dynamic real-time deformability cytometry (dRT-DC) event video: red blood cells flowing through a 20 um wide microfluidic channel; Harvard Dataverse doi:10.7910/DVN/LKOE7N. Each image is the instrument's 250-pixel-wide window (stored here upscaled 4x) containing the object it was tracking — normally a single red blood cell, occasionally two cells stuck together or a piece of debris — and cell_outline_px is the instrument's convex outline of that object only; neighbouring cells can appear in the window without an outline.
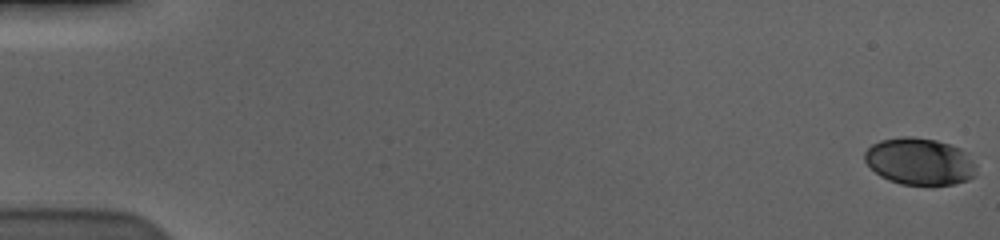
{"species": "human", "species_latin": "Homo sapiens", "temperature_condition": "cold", "stored_images_in_passage": 59, "camera_frame_rate_fps": 3000, "um_per_image_px": 0.085, "donor": {"sex": "male"}, "frame": {"image": 1, "passage_image": 1, "time_ms": 0.0, "image_size_px": [1000, 240], "cell_outline_px": [[976, 176], [968, 180], [956, 184], [928, 188], [900, 184], [888, 180], [880, 176], [864, 160], [864, 152], [872, 144], [880, 140], [900, 136], [912, 136], [936, 140], [960, 148], [968, 152], [976, 164]], "centroid_in_image_um": [78.21, 13.76], "position_along_channel_um": 6.8, "area_um2": 31.62}}
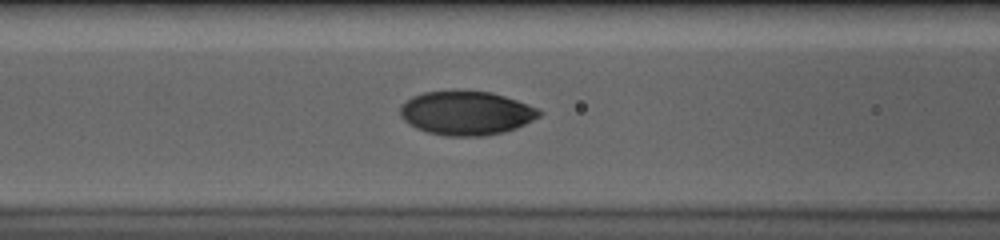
{"frame": {"image": 2, "passage_image": 26, "time_ms": 8.333, "image_size_px": [1000, 240], "cell_outline_px": [[544, 112], [540, 116], [516, 128], [504, 132], [484, 136], [444, 136], [428, 132], [416, 128], [408, 124], [400, 116], [400, 104], [412, 96], [424, 92], [492, 92], [528, 104]], "centroid_in_image_um": [39.61, 9.63], "position_along_channel_um": 127.0, "area_um2": 35.37}}
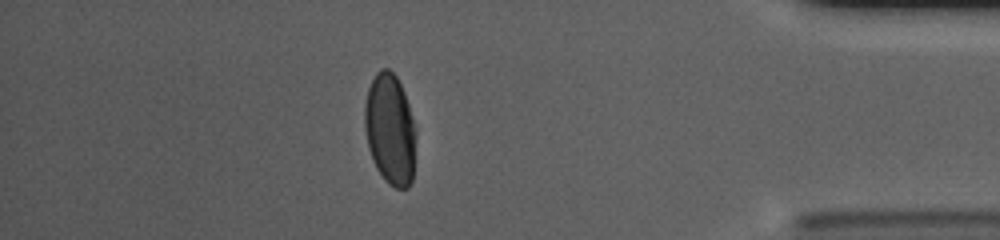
{"frame": {"image": 3, "passage_image": 52, "time_ms": 17.0, "image_size_px": [1000, 240], "cell_outline_px": [[416, 136], [412, 180], [408, 188], [396, 188], [388, 184], [384, 180], [376, 168], [372, 160], [368, 148], [364, 128], [364, 104], [368, 88], [376, 72], [380, 68], [388, 68], [396, 76], [404, 92], [408, 104]], "centroid_in_image_um": [33.13, 11.0], "position_along_channel_um": 402.1, "area_um2": 33.29}, "authors_computed_cell_mechanics": {"area_um2": 33.7552, "velocity_mm_per_s": 3.5895, "shape_relaxation_time_tau1_ms": 4.7158, "shape_relaxation_time_tau2_ms": null, "deformation_change_tau1": 0.1644, "deformation_change_tau2": null}}